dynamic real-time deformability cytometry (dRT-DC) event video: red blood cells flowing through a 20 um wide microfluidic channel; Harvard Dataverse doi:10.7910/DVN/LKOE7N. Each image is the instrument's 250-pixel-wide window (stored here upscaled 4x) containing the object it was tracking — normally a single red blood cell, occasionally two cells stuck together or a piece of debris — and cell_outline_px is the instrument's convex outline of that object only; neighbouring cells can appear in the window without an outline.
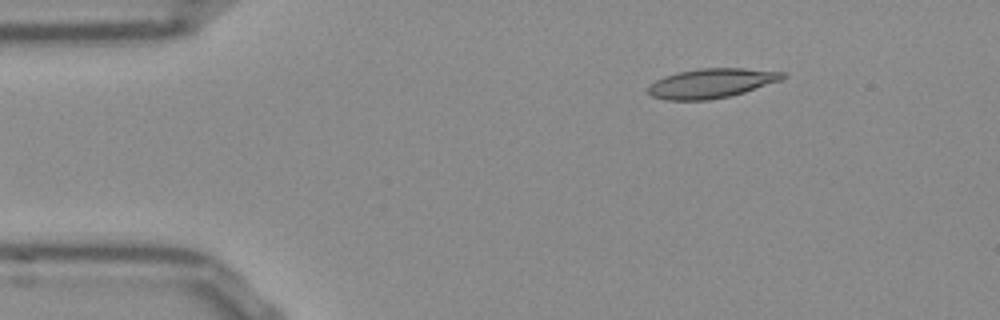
{"species": "Egyptian fruit bat (a non-hibernating species)", "species_latin": "Rousettus aegyptiacus", "temperature_condition": "room temperature", "stored_images_in_passage": 45, "camera_frame_rate_fps": 3000, "um_per_image_px": 0.085, "frame": {"image": 1, "passage_image": 1, "time_ms": 0.0, "image_size_px": [1000, 320], "cell_outline_px": [[788, 76], [780, 80], [744, 92], [728, 96], [708, 100], [664, 100], [652, 96], [648, 92], [648, 84], [664, 76], [676, 72], [700, 68], [744, 68], [788, 72]], "centroid_in_image_um": [60.46, 7.06], "position_along_channel_um": 24.5, "area_um2": 23.24}}
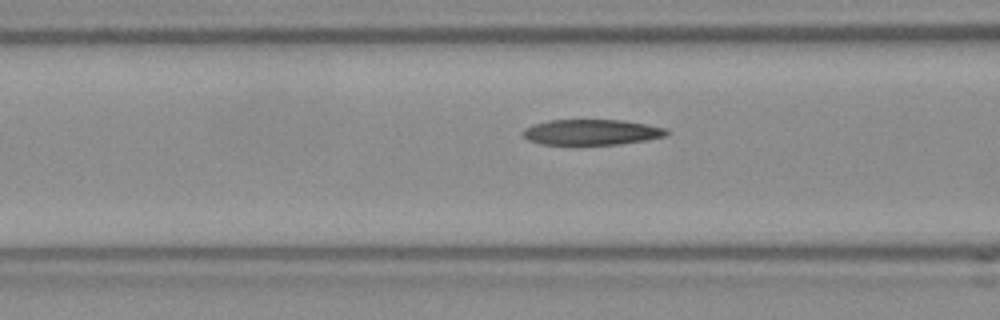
{"frame": {"image": 2, "passage_image": 13, "time_ms": 4.0, "image_size_px": [1000, 320], "cell_outline_px": [[672, 132], [664, 136], [644, 140], [620, 144], [540, 144], [528, 140], [520, 132], [524, 128], [548, 120], [624, 120], [648, 124], [668, 128]], "centroid_in_image_um": [50.31, 11.22], "position_along_channel_um": 116.3, "area_um2": 21.44}}
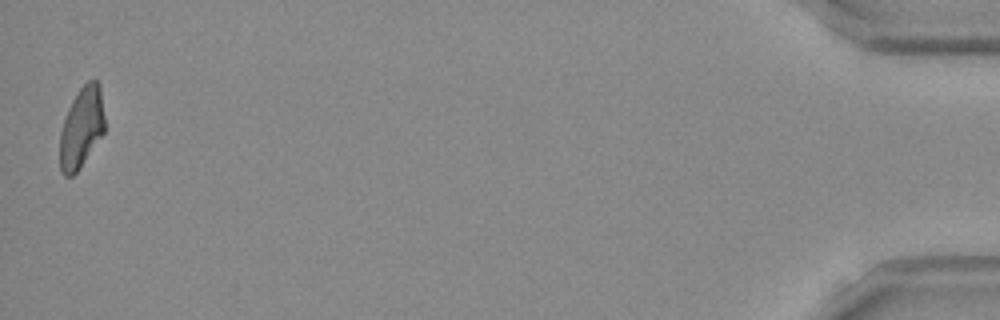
{"frame": {"image": 3, "passage_image": 45, "time_ms": 14.667, "image_size_px": [1000, 320], "cell_outline_px": [[104, 132], [80, 168], [72, 176], [64, 176], [60, 172], [60, 132], [68, 108], [72, 100], [80, 88], [88, 80], [96, 80], [100, 84], [104, 116]], "centroid_in_image_um": [6.92, 10.85], "position_along_channel_um": 428.3, "area_um2": 21.04}, "authors_computed_cell_mechanics": {"area_um2": 22.0796, "velocity_mm_per_s": 3.856, "shape_relaxation_time_tau1_ms": null, "shape_relaxation_time_tau2_ms": 2.6973, "deformation_change_tau1": null, "deformation_change_tau2": 0.1164}}